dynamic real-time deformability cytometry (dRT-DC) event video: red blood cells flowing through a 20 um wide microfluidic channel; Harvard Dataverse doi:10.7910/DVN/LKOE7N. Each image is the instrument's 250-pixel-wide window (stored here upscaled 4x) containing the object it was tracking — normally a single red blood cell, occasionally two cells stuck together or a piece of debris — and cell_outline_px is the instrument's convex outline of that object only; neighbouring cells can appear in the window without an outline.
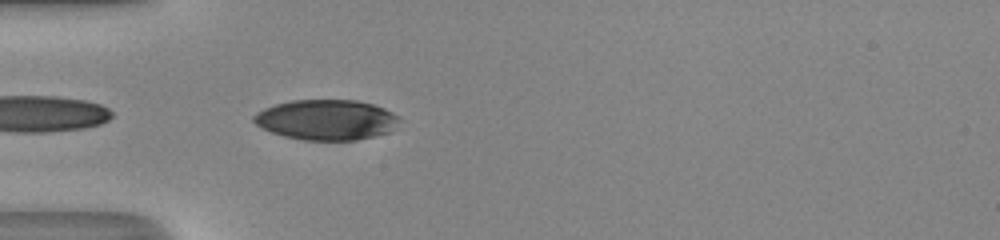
{"species": "human", "species_latin": "Homo sapiens", "temperature_condition": "room temperature", "stored_images_in_passage": 5, "camera_frame_rate_fps": 3000, "um_per_image_px": 0.085, "donor": {"sex": "male"}, "frame": {"image": 1, "passage_image": 1, "time_ms": 0.0, "image_size_px": [1000, 240], "cell_outline_px": [[400, 120], [388, 132], [376, 136], [356, 140], [304, 140], [284, 136], [272, 132], [256, 124], [252, 120], [252, 116], [256, 112], [264, 108], [276, 104], [292, 100], [356, 100], [372, 104], [384, 108], [400, 116]], "centroid_in_image_um": [27.74, 10.18], "position_along_channel_um": 57.3, "area_um2": 34.16}}